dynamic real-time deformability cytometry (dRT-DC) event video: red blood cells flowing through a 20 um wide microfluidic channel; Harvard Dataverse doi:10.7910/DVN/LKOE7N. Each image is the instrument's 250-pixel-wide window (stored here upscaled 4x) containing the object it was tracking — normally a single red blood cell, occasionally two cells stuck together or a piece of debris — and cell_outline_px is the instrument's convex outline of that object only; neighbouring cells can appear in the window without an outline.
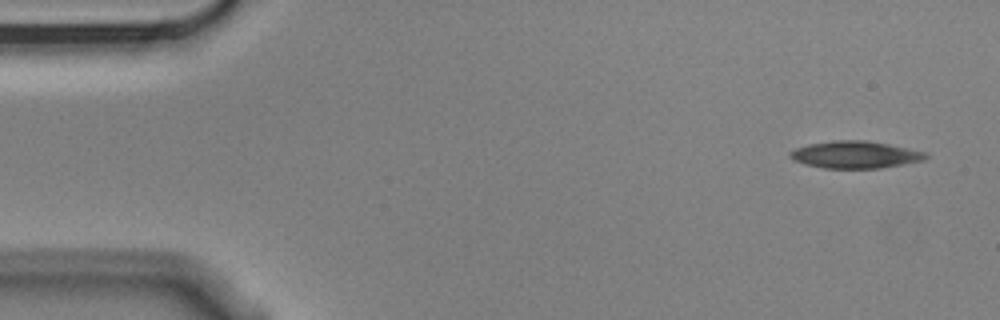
{"species": "Egyptian fruit bat (a non-hibernating species)", "species_latin": "Rousettus aegyptiacus", "temperature_condition": "cold", "stored_images_in_passage": 4, "camera_frame_rate_fps": 3000, "um_per_image_px": 0.085, "animal": {"sex": "male"}, "frame": {"image": 1, "passage_image": 1, "time_ms": 0.0, "image_size_px": [1000, 320], "cell_outline_px": [[928, 156], [924, 160], [880, 168], [824, 168], [804, 164], [792, 160], [788, 156], [788, 152], [796, 148], [808, 144], [836, 140], [864, 140], [888, 144], [908, 148], [924, 152]], "centroid_in_image_um": [72.63, 13.15], "position_along_channel_um": 12.4, "area_um2": 21.39}}